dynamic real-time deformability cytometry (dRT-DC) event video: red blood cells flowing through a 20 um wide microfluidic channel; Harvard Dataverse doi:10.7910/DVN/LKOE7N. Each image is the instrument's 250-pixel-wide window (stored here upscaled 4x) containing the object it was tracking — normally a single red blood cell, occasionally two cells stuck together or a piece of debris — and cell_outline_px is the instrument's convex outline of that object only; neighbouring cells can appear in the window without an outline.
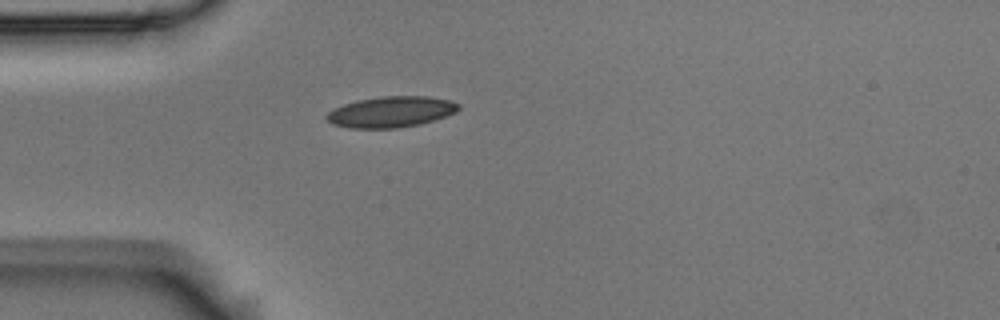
{"species": "Egyptian fruit bat (a non-hibernating species)", "species_latin": "Rousettus aegyptiacus", "temperature_condition": "room temperature", "stored_images_in_passage": 5, "camera_frame_rate_fps": 3000, "um_per_image_px": 0.085, "animal": {"sex": "male"}, "frame": {"image": 1, "passage_image": 5, "time_ms": 1.333, "image_size_px": [1000, 320], "cell_outline_px": [[460, 108], [456, 112], [420, 124], [396, 128], [348, 128], [332, 124], [324, 116], [332, 108], [356, 100], [380, 96], [428, 96], [448, 100], [460, 104]], "centroid_in_image_um": [33.19, 9.5], "position_along_channel_um": 51.8, "area_um2": 23.81}}